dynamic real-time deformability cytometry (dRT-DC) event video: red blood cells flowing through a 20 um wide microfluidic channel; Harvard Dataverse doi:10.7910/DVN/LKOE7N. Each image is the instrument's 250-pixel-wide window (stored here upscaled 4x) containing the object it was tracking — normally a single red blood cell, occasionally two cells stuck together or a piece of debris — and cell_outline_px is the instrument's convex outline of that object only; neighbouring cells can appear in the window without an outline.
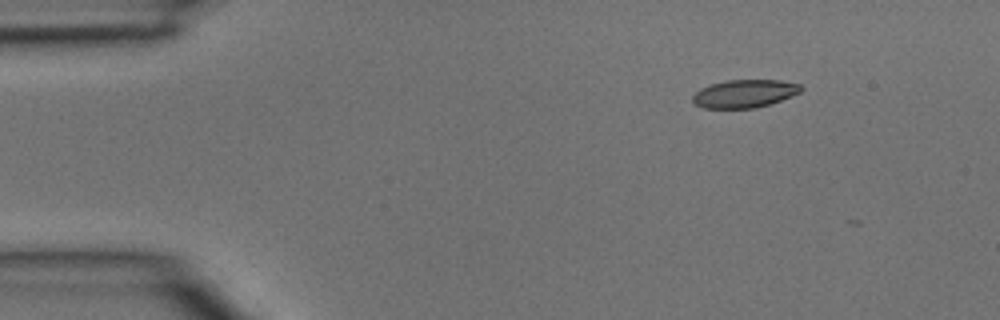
{"species": "common noctule bat (a hibernating species)", "species_latin": "Nyctalus noctula", "temperature_condition": "room temperature", "stored_images_in_passage": 3, "camera_frame_rate_fps": 3000, "um_per_image_px": 0.085, "animal": {"sex": "male", "body_mass_g": 15.6}, "frame": {"image": 1, "passage_image": 1, "time_ms": 0.0, "image_size_px": [1000, 320], "cell_outline_px": [[804, 88], [800, 92], [792, 96], [756, 108], [704, 108], [696, 104], [692, 100], [692, 96], [700, 88], [712, 84], [728, 80], [780, 80], [800, 84]], "centroid_in_image_um": [63.3, 7.95], "position_along_channel_um": 21.7, "area_um2": 17.57}}
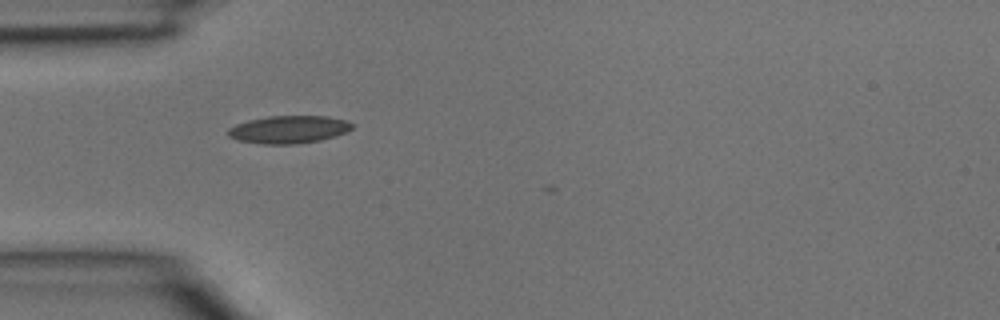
{"frame": {"image": 2, "passage_image": 3, "time_ms": 0.667, "image_size_px": [1000, 320], "cell_outline_px": [[352, 128], [336, 136], [320, 140], [296, 144], [260, 144], [236, 140], [228, 136], [228, 128], [236, 124], [248, 120], [268, 116], [328, 116], [344, 120], [352, 124]], "centroid_in_image_um": [24.49, 11.01], "position_along_channel_um": 60.5, "area_um2": 20.0}}